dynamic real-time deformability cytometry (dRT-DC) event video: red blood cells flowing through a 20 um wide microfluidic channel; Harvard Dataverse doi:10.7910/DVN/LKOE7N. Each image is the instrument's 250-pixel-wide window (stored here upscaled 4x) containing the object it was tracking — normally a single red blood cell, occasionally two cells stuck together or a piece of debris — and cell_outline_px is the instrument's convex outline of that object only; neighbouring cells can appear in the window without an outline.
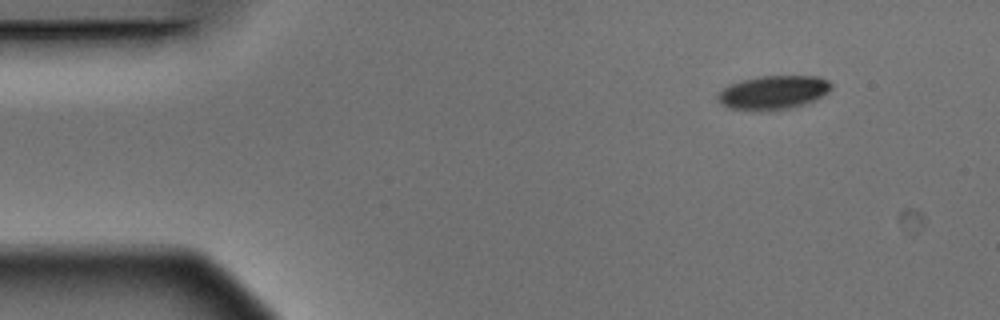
{"species": "Egyptian fruit bat (a non-hibernating species)", "species_latin": "Rousettus aegyptiacus", "temperature_condition": "warm", "stored_images_in_passage": 4, "camera_frame_rate_fps": 3000, "um_per_image_px": 0.085, "animal": {"sex": "male"}, "frame": {"image": 1, "passage_image": 1, "time_ms": 0.0, "image_size_px": [1000, 320], "cell_outline_px": [[832, 88], [828, 92], [804, 104], [788, 108], [728, 108], [720, 104], [716, 100], [716, 96], [728, 84], [740, 80], [760, 76], [816, 76], [828, 80], [832, 84]], "centroid_in_image_um": [65.71, 7.81], "position_along_channel_um": 19.3, "area_um2": 21.68}}
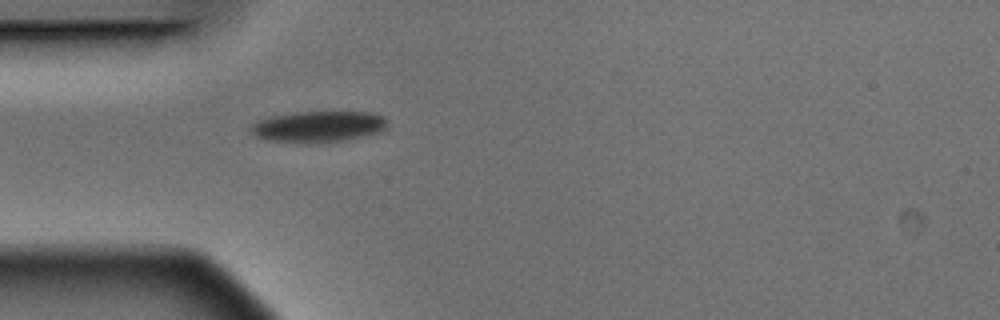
{"frame": {"image": 2, "passage_image": 4, "time_ms": 1.0, "image_size_px": [1000, 320], "cell_outline_px": [[388, 124], [380, 132], [364, 136], [316, 144], [304, 144], [264, 140], [256, 136], [248, 128], [252, 124], [260, 120], [272, 116], [296, 112], [372, 112], [380, 116]], "centroid_in_image_um": [27.0, 10.78], "position_along_channel_um": 58.0, "area_um2": 24.85}}